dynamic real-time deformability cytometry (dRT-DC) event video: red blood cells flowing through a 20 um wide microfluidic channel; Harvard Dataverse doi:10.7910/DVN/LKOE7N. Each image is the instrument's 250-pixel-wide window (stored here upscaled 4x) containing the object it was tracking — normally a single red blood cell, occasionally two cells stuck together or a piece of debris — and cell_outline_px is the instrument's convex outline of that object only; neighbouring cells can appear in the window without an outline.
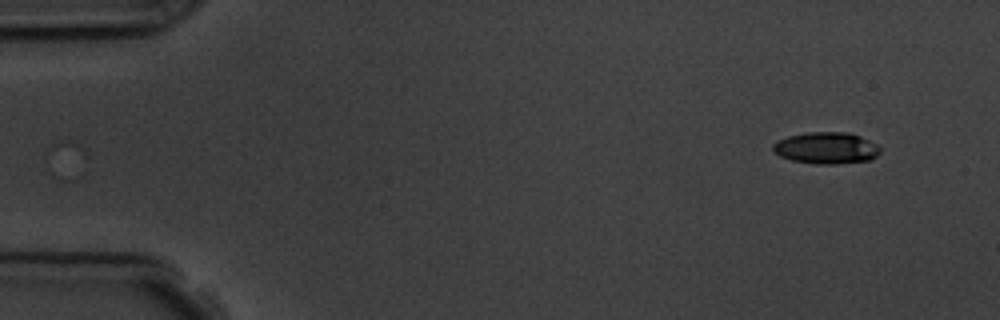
{"species": "common noctule bat (a hibernating species)", "species_latin": "Nyctalus noctula", "temperature_condition": "room temperature", "stored_images_in_passage": 6, "segment_of_instrument_passage": [2, 2], "camera_frame_rate_fps": 3000, "um_per_image_px": 0.085, "animal": {"sex": "male", "body_mass_g": 19.5, "forearm_length_mm": 54.6}, "frame": {"image": 1, "passage_image": 6, "time_ms": 7.0, "image_size_px": [1000, 320], "cell_outline_px": [[880, 152], [872, 160], [836, 164], [816, 164], [792, 160], [780, 156], [772, 148], [772, 144], [776, 140], [788, 136], [808, 132], [848, 132], [860, 136], [876, 144], [880, 148]], "centroid_in_image_um": [70.23, 12.58], "position_along_channel_um": 14.8, "area_um2": 19.83}}